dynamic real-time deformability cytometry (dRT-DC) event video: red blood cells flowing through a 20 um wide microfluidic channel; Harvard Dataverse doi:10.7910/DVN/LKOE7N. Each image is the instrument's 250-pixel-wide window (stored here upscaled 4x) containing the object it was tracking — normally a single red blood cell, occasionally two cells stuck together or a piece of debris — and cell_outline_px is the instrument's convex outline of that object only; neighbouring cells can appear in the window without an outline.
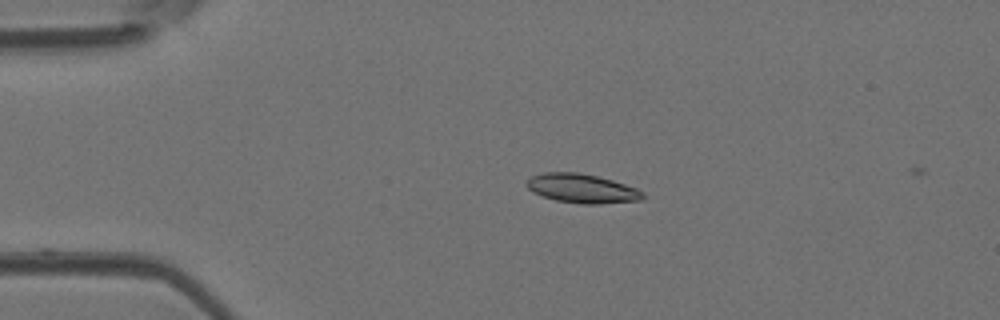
{"species": "Egyptian fruit bat (a non-hibernating species)", "species_latin": "Rousettus aegyptiacus", "temperature_condition": "room temperature", "stored_images_in_passage": 3, "camera_frame_rate_fps": 3000, "um_per_image_px": 0.085, "animal": {"sex": "female"}, "frame": {"image": 1, "passage_image": 1, "time_ms": 0.0, "image_size_px": [1000, 320], "cell_outline_px": [[644, 200], [600, 204], [584, 204], [556, 200], [532, 192], [524, 184], [532, 176], [544, 172], [576, 172], [596, 176], [612, 180], [636, 188], [644, 192]], "centroid_in_image_um": [49.48, 16.02], "position_along_channel_um": 35.5, "area_um2": 19.65}}